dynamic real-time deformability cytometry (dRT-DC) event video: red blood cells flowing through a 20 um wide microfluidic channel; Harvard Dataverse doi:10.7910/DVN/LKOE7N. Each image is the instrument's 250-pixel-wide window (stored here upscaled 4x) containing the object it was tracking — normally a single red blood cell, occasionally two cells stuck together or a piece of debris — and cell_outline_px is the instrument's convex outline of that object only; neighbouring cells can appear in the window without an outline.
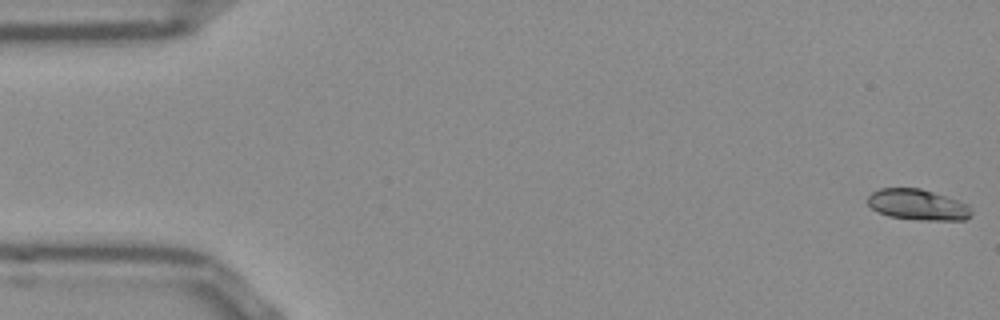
{"species": "Egyptian fruit bat (a non-hibernating species)", "species_latin": "Rousettus aegyptiacus", "temperature_condition": "room temperature", "stored_images_in_passage": 53, "camera_frame_rate_fps": 3000, "um_per_image_px": 0.085, "frame": {"image": 1, "passage_image": 1, "time_ms": 0.0, "image_size_px": [1000, 320], "cell_outline_px": [[972, 216], [964, 220], [920, 220], [888, 216], [872, 208], [868, 204], [868, 196], [872, 192], [880, 188], [920, 188], [968, 204], [972, 212]], "centroid_in_image_um": [78.01, 17.4], "position_along_channel_um": 7.0, "area_um2": 18.5}}
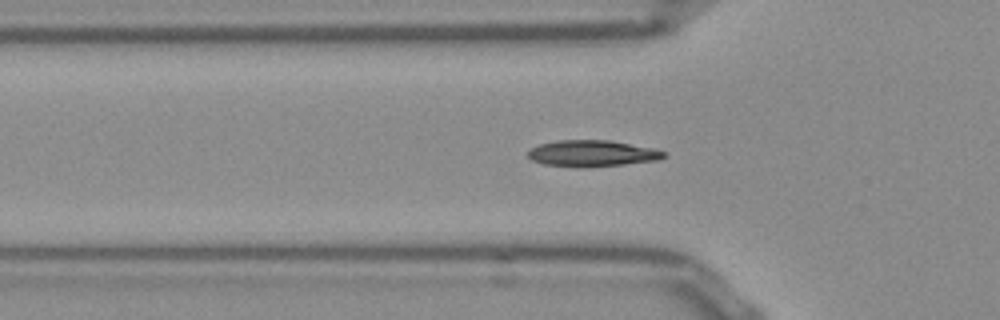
{"frame": {"image": 2, "passage_image": 17, "time_ms": 5.333, "image_size_px": [1000, 320], "cell_outline_px": [[668, 156], [660, 160], [624, 164], [580, 168], [576, 168], [544, 164], [532, 160], [528, 156], [528, 152], [532, 148], [540, 144], [556, 140], [608, 140], [652, 148], [664, 152]], "centroid_in_image_um": [50.33, 13.05], "position_along_channel_um": 75.5, "area_um2": 20.87}}
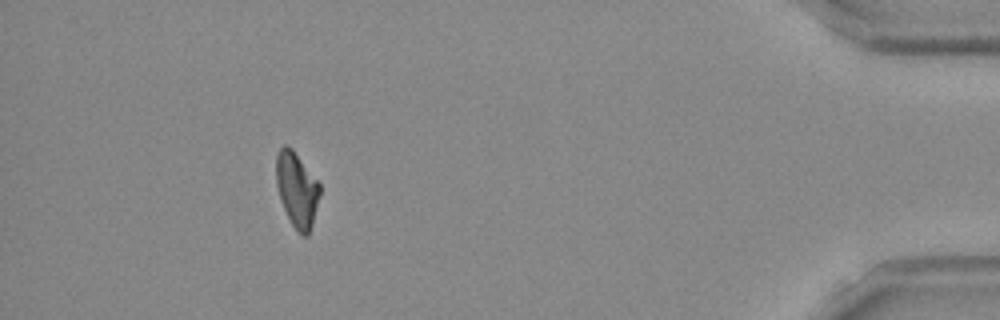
{"frame": {"image": 3, "passage_image": 48, "time_ms": 15.667, "image_size_px": [1000, 320], "cell_outline_px": [[320, 192], [312, 224], [308, 236], [304, 236], [292, 224], [280, 200], [276, 184], [276, 156], [280, 148], [284, 144], [288, 144], [292, 148], [320, 184]], "centroid_in_image_um": [25.22, 16.07], "position_along_channel_um": 410.0, "area_um2": 18.79}, "authors_computed_cell_mechanics": {"area_um2": 19.4208, "velocity_mm_per_s": 3.8276, "shape_relaxation_time_tau1_ms": null, "shape_relaxation_time_tau2_ms": 2.7867, "deformation_change_tau1": null, "deformation_change_tau2": 0.0669}}